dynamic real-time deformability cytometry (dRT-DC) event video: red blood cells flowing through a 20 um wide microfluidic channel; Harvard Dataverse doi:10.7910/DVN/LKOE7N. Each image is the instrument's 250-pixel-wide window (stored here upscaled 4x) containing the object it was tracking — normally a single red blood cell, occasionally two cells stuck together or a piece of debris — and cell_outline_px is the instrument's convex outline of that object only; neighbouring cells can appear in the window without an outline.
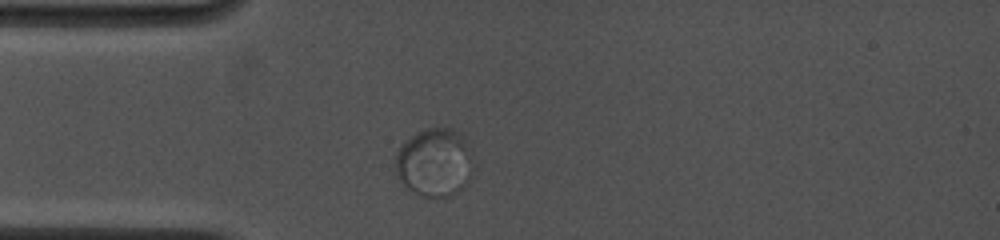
{"species": "common noctule bat (a hibernating species)", "species_latin": "Nyctalus noctula", "temperature_condition": "cold", "stored_images_in_passage": 7, "camera_frame_rate_fps": 4500, "um_per_image_px": 0.085, "animal": {"sex": "female", "body_mass_g": 19.0, "forearm_length_mm": 53.3}, "frame": {"image": 1, "passage_image": 2, "time_ms": 1.111, "image_size_px": [1000, 240], "cell_outline_px": [[472, 180], [468, 184], [456, 192], [444, 196], [424, 196], [408, 188], [404, 184], [396, 172], [392, 164], [396, 152], [400, 144], [416, 132], [428, 128], [452, 128], [460, 132], [464, 136], [468, 144]], "centroid_in_image_um": [36.9, 13.77], "position_along_channel_um": 48.1, "area_um2": 31.04}}
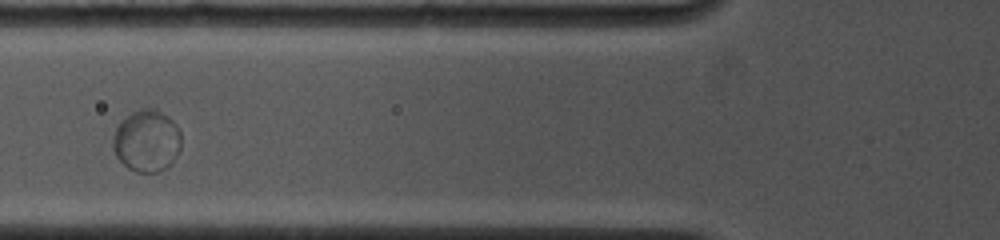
{"frame": {"image": 2, "passage_image": 4, "time_ms": 3.111, "image_size_px": [1000, 240], "cell_outline_px": [[180, 148], [176, 156], [164, 168], [156, 172], [136, 172], [128, 168], [116, 156], [112, 148], [112, 140], [116, 128], [132, 112], [140, 108], [156, 108], [168, 116], [176, 124], [180, 132]], "centroid_in_image_um": [12.46, 11.95], "position_along_channel_um": 113.3, "area_um2": 24.45}}
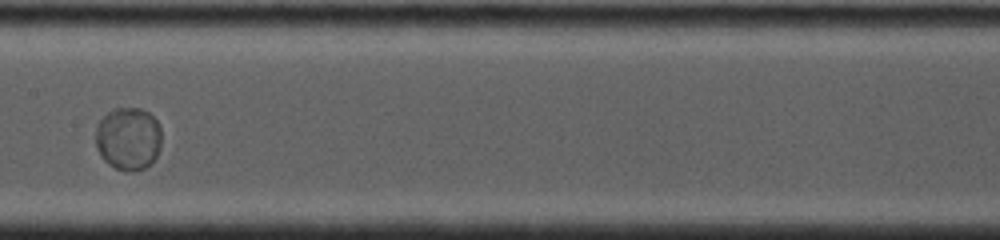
{"frame": {"image": 3, "passage_image": 6, "time_ms": 5.333, "image_size_px": [1000, 240], "cell_outline_px": [[160, 148], [156, 156], [144, 168], [132, 172], [124, 172], [108, 164], [100, 156], [96, 148], [96, 128], [100, 120], [112, 108], [140, 108], [148, 112], [160, 124]], "centroid_in_image_um": [10.89, 11.78], "position_along_channel_um": 196.5, "area_um2": 24.28}}